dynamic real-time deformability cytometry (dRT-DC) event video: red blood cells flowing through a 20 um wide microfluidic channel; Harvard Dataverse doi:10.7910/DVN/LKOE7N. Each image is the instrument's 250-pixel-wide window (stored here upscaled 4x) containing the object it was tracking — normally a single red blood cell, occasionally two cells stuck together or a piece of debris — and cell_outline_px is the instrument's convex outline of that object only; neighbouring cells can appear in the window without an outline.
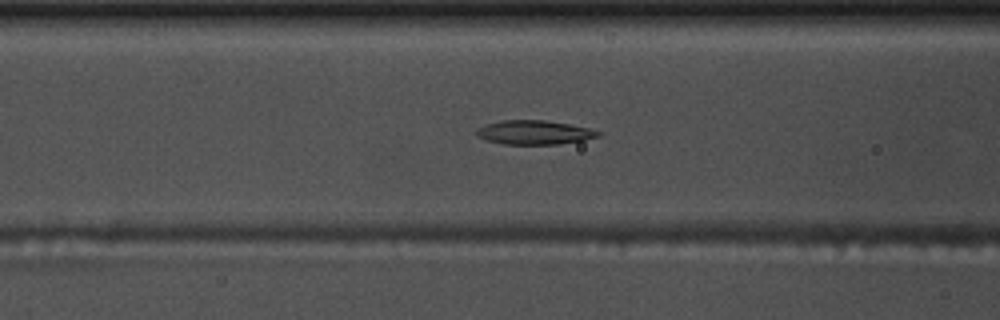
{"species": "common noctule bat (a hibernating species)", "species_latin": "Nyctalus noctula", "temperature_condition": "warm", "stored_images_in_passage": 40, "camera_frame_rate_fps": 3000, "um_per_image_px": 0.085, "animal": {"sex": "male", "body_mass_g": 17.5, "forearm_length_mm": 52.3}, "frame": {"image": 1, "passage_image": 7, "time_ms": 2.0, "image_size_px": [1000, 320], "cell_outline_px": [[604, 132], [600, 136], [584, 140], [560, 144], [504, 144], [488, 140], [476, 136], [476, 132], [480, 128], [488, 124], [504, 120], [544, 120], [568, 124], [588, 128]], "centroid_in_image_um": [45.48, 11.26], "position_along_channel_um": 121.1, "area_um2": 16.88}}
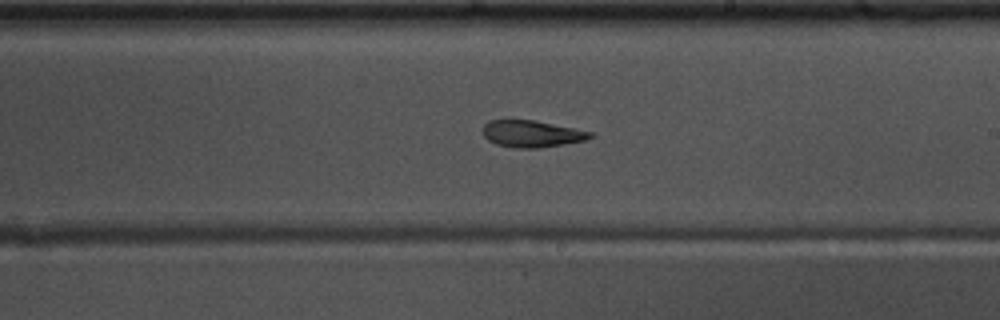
{"frame": {"image": 2, "passage_image": 17, "time_ms": 5.333, "image_size_px": [1000, 320], "cell_outline_px": [[592, 136], [584, 140], [540, 148], [516, 148], [496, 144], [488, 140], [484, 136], [484, 124], [488, 120], [532, 120], [592, 132]], "centroid_in_image_um": [45.15, 11.38], "position_along_channel_um": 243.9, "area_um2": 16.42}}
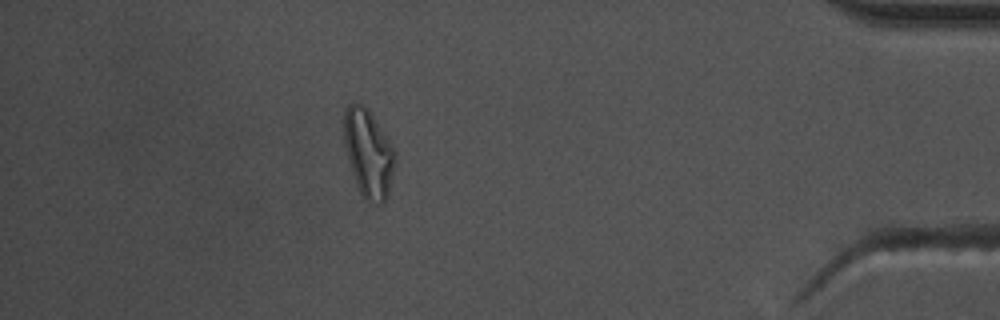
{"frame": {"image": 3, "passage_image": 34, "time_ms": 11.0, "image_size_px": [1000, 320], "cell_outline_px": [[396, 164], [388, 196], [384, 204], [380, 204], [368, 200], [360, 192], [356, 184], [348, 160], [344, 144], [344, 108], [348, 104], [364, 104], [368, 108], [392, 144], [396, 152]], "centroid_in_image_um": [31.34, 13.02], "position_along_channel_um": 403.9, "area_um2": 26.41}, "authors_computed_cell_mechanics": {"area_um2": 17.34, "velocity_mm_per_s": 3.6961, "shape_relaxation_time_tau1_ms": null, "shape_relaxation_time_tau2_ms": 4.4806, "deformation_change_tau1": null, "deformation_change_tau2": 0.1148}}